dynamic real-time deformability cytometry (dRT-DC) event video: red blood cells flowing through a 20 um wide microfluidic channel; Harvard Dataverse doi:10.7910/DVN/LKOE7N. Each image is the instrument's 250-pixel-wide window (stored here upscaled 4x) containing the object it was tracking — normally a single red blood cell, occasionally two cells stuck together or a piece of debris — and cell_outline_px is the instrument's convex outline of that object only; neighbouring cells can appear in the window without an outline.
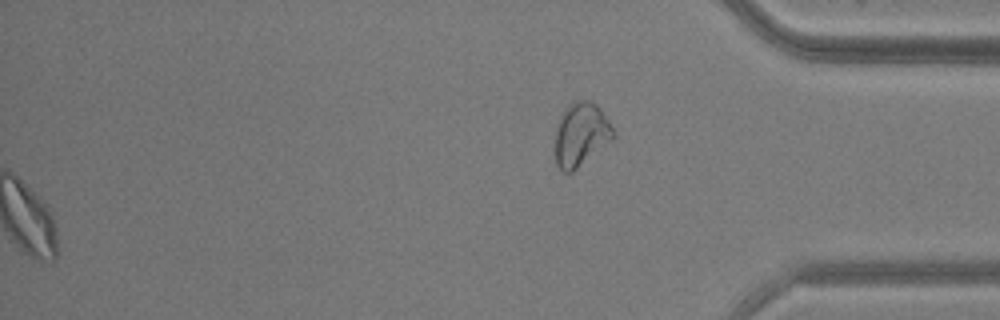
{"species": "common noctule bat (a hibernating species)", "species_latin": "Nyctalus noctula", "temperature_condition": "warm", "stored_images_in_passage": 44, "segment_of_instrument_passage": [2, 2], "camera_frame_rate_fps": 3000, "um_per_image_px": 0.085, "animal": {"sex": "male", "body_mass_g": 20.5, "forearm_length_mm": 52.5}, "frame": {"image": 1, "passage_image": 44, "time_ms": 14.333, "image_size_px": [1000, 320], "cell_outline_px": [[616, 136], [612, 140], [572, 172], [564, 172], [556, 164], [556, 128], [564, 108], [572, 100], [588, 100], [596, 104], [600, 108], [616, 132]], "centroid_in_image_um": [49.39, 11.4], "position_along_channel_um": 385.8, "area_um2": 21.5}}